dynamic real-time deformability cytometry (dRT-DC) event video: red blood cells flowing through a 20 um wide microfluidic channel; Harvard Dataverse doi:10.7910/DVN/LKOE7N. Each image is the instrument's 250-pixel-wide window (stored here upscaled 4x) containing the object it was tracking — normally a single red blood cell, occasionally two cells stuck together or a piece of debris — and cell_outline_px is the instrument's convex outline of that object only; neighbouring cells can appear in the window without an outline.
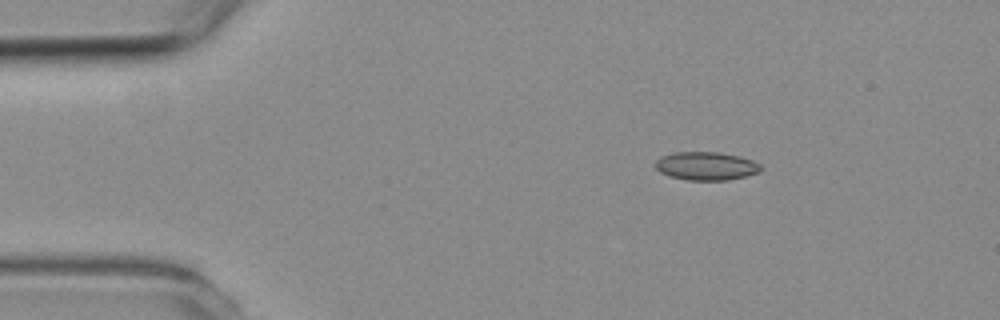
{"species": "common noctule bat (a hibernating species)", "species_latin": "Nyctalus noctula", "temperature_condition": "room temperature", "stored_images_in_passage": 5, "camera_frame_rate_fps": 3000, "um_per_image_px": 0.085, "animal": {"sex": "female", "body_mass_g": 19.3, "forearm_length_mm": 54.1}, "frame": {"image": 1, "passage_image": 3, "time_ms": 2.333, "image_size_px": [1000, 320], "cell_outline_px": [[764, 168], [760, 172], [728, 180], [688, 180], [668, 176], [660, 172], [656, 168], [656, 160], [660, 156], [672, 152], [720, 152], [740, 156], [752, 160], [760, 164]], "centroid_in_image_um": [60.03, 14.1], "position_along_channel_um": 25.0, "area_um2": 17.57}}